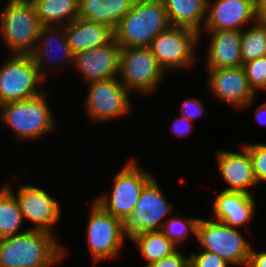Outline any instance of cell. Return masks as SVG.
<instances>
[{"instance_id": "obj_1", "label": "cell", "mask_w": 266, "mask_h": 267, "mask_svg": "<svg viewBox=\"0 0 266 267\" xmlns=\"http://www.w3.org/2000/svg\"><path fill=\"white\" fill-rule=\"evenodd\" d=\"M0 238V267H53L65 259L67 249L52 233L26 229Z\"/></svg>"}, {"instance_id": "obj_2", "label": "cell", "mask_w": 266, "mask_h": 267, "mask_svg": "<svg viewBox=\"0 0 266 267\" xmlns=\"http://www.w3.org/2000/svg\"><path fill=\"white\" fill-rule=\"evenodd\" d=\"M47 95L0 105V121L22 142L42 139L57 127Z\"/></svg>"}, {"instance_id": "obj_3", "label": "cell", "mask_w": 266, "mask_h": 267, "mask_svg": "<svg viewBox=\"0 0 266 267\" xmlns=\"http://www.w3.org/2000/svg\"><path fill=\"white\" fill-rule=\"evenodd\" d=\"M169 26L162 0H136L114 30V39L121 48L150 47Z\"/></svg>"}, {"instance_id": "obj_4", "label": "cell", "mask_w": 266, "mask_h": 267, "mask_svg": "<svg viewBox=\"0 0 266 267\" xmlns=\"http://www.w3.org/2000/svg\"><path fill=\"white\" fill-rule=\"evenodd\" d=\"M42 25L32 0H8L0 14V35L10 54L35 49Z\"/></svg>"}, {"instance_id": "obj_5", "label": "cell", "mask_w": 266, "mask_h": 267, "mask_svg": "<svg viewBox=\"0 0 266 267\" xmlns=\"http://www.w3.org/2000/svg\"><path fill=\"white\" fill-rule=\"evenodd\" d=\"M137 159H131L113 177L111 193L93 199L104 211L125 222L133 212L143 187L153 178Z\"/></svg>"}, {"instance_id": "obj_6", "label": "cell", "mask_w": 266, "mask_h": 267, "mask_svg": "<svg viewBox=\"0 0 266 267\" xmlns=\"http://www.w3.org/2000/svg\"><path fill=\"white\" fill-rule=\"evenodd\" d=\"M238 229L213 218H200L197 249L215 253L230 265L246 267L252 246Z\"/></svg>"}, {"instance_id": "obj_7", "label": "cell", "mask_w": 266, "mask_h": 267, "mask_svg": "<svg viewBox=\"0 0 266 267\" xmlns=\"http://www.w3.org/2000/svg\"><path fill=\"white\" fill-rule=\"evenodd\" d=\"M164 73L149 47L121 48L118 78L130 93L152 95L165 77Z\"/></svg>"}, {"instance_id": "obj_8", "label": "cell", "mask_w": 266, "mask_h": 267, "mask_svg": "<svg viewBox=\"0 0 266 267\" xmlns=\"http://www.w3.org/2000/svg\"><path fill=\"white\" fill-rule=\"evenodd\" d=\"M87 221L86 241L94 263L117 257L126 236L124 222L104 211L94 201Z\"/></svg>"}, {"instance_id": "obj_9", "label": "cell", "mask_w": 266, "mask_h": 267, "mask_svg": "<svg viewBox=\"0 0 266 267\" xmlns=\"http://www.w3.org/2000/svg\"><path fill=\"white\" fill-rule=\"evenodd\" d=\"M44 80L31 55L11 54L0 66V105L27 100L42 94Z\"/></svg>"}, {"instance_id": "obj_10", "label": "cell", "mask_w": 266, "mask_h": 267, "mask_svg": "<svg viewBox=\"0 0 266 267\" xmlns=\"http://www.w3.org/2000/svg\"><path fill=\"white\" fill-rule=\"evenodd\" d=\"M199 42V34L196 31L169 26L152 40L149 48L166 73L169 70H188L195 66V50L199 47Z\"/></svg>"}, {"instance_id": "obj_11", "label": "cell", "mask_w": 266, "mask_h": 267, "mask_svg": "<svg viewBox=\"0 0 266 267\" xmlns=\"http://www.w3.org/2000/svg\"><path fill=\"white\" fill-rule=\"evenodd\" d=\"M83 100L85 114L92 122H109L132 111L131 93L119 78L92 81Z\"/></svg>"}, {"instance_id": "obj_12", "label": "cell", "mask_w": 266, "mask_h": 267, "mask_svg": "<svg viewBox=\"0 0 266 267\" xmlns=\"http://www.w3.org/2000/svg\"><path fill=\"white\" fill-rule=\"evenodd\" d=\"M170 204L153 177L143 187L132 214L124 222L126 236L130 239L140 232L161 230L167 216L175 210Z\"/></svg>"}, {"instance_id": "obj_13", "label": "cell", "mask_w": 266, "mask_h": 267, "mask_svg": "<svg viewBox=\"0 0 266 267\" xmlns=\"http://www.w3.org/2000/svg\"><path fill=\"white\" fill-rule=\"evenodd\" d=\"M4 185L15 195L24 219L34 223L32 228L55 235L53 227L58 224L61 216V206L51 193L41 187L20 185L15 194L8 184ZM14 191V192H13Z\"/></svg>"}, {"instance_id": "obj_14", "label": "cell", "mask_w": 266, "mask_h": 267, "mask_svg": "<svg viewBox=\"0 0 266 267\" xmlns=\"http://www.w3.org/2000/svg\"><path fill=\"white\" fill-rule=\"evenodd\" d=\"M207 71L209 90L219 102L240 110L250 107L255 102L257 95L248 83L243 66L207 69Z\"/></svg>"}, {"instance_id": "obj_15", "label": "cell", "mask_w": 266, "mask_h": 267, "mask_svg": "<svg viewBox=\"0 0 266 267\" xmlns=\"http://www.w3.org/2000/svg\"><path fill=\"white\" fill-rule=\"evenodd\" d=\"M30 55L44 79L46 73L54 71L55 74L59 69L63 71L68 62L73 65L74 53L68 45L64 26H42Z\"/></svg>"}, {"instance_id": "obj_16", "label": "cell", "mask_w": 266, "mask_h": 267, "mask_svg": "<svg viewBox=\"0 0 266 267\" xmlns=\"http://www.w3.org/2000/svg\"><path fill=\"white\" fill-rule=\"evenodd\" d=\"M120 51V45L113 38L106 45L75 53L72 67L87 83L116 78L119 76Z\"/></svg>"}, {"instance_id": "obj_17", "label": "cell", "mask_w": 266, "mask_h": 267, "mask_svg": "<svg viewBox=\"0 0 266 267\" xmlns=\"http://www.w3.org/2000/svg\"><path fill=\"white\" fill-rule=\"evenodd\" d=\"M212 2L207 0V16L202 31L225 29L242 31L251 22L255 23L258 20L254 0H215Z\"/></svg>"}, {"instance_id": "obj_18", "label": "cell", "mask_w": 266, "mask_h": 267, "mask_svg": "<svg viewBox=\"0 0 266 267\" xmlns=\"http://www.w3.org/2000/svg\"><path fill=\"white\" fill-rule=\"evenodd\" d=\"M215 156L220 177L228 185L222 191L253 195L250 189L257 187L258 183L254 176L253 164L248 150L244 146L239 152L223 149L218 150Z\"/></svg>"}, {"instance_id": "obj_19", "label": "cell", "mask_w": 266, "mask_h": 267, "mask_svg": "<svg viewBox=\"0 0 266 267\" xmlns=\"http://www.w3.org/2000/svg\"><path fill=\"white\" fill-rule=\"evenodd\" d=\"M254 198L241 192L220 191L212 203V218L234 228L247 226L255 216Z\"/></svg>"}, {"instance_id": "obj_20", "label": "cell", "mask_w": 266, "mask_h": 267, "mask_svg": "<svg viewBox=\"0 0 266 267\" xmlns=\"http://www.w3.org/2000/svg\"><path fill=\"white\" fill-rule=\"evenodd\" d=\"M210 37L207 46L206 69H221L243 66L241 59V31L216 30L202 31Z\"/></svg>"}, {"instance_id": "obj_21", "label": "cell", "mask_w": 266, "mask_h": 267, "mask_svg": "<svg viewBox=\"0 0 266 267\" xmlns=\"http://www.w3.org/2000/svg\"><path fill=\"white\" fill-rule=\"evenodd\" d=\"M67 42L73 53L106 45L114 38V31L105 24L83 18L64 26Z\"/></svg>"}, {"instance_id": "obj_22", "label": "cell", "mask_w": 266, "mask_h": 267, "mask_svg": "<svg viewBox=\"0 0 266 267\" xmlns=\"http://www.w3.org/2000/svg\"><path fill=\"white\" fill-rule=\"evenodd\" d=\"M170 26L196 31L201 40L207 16V0H162Z\"/></svg>"}, {"instance_id": "obj_23", "label": "cell", "mask_w": 266, "mask_h": 267, "mask_svg": "<svg viewBox=\"0 0 266 267\" xmlns=\"http://www.w3.org/2000/svg\"><path fill=\"white\" fill-rule=\"evenodd\" d=\"M136 0H79V18L107 25L113 31Z\"/></svg>"}, {"instance_id": "obj_24", "label": "cell", "mask_w": 266, "mask_h": 267, "mask_svg": "<svg viewBox=\"0 0 266 267\" xmlns=\"http://www.w3.org/2000/svg\"><path fill=\"white\" fill-rule=\"evenodd\" d=\"M42 26H65L79 18V0H32Z\"/></svg>"}, {"instance_id": "obj_25", "label": "cell", "mask_w": 266, "mask_h": 267, "mask_svg": "<svg viewBox=\"0 0 266 267\" xmlns=\"http://www.w3.org/2000/svg\"><path fill=\"white\" fill-rule=\"evenodd\" d=\"M129 241L135 244L143 259L148 262L144 267L172 255L179 249L160 230L140 232L133 235Z\"/></svg>"}, {"instance_id": "obj_26", "label": "cell", "mask_w": 266, "mask_h": 267, "mask_svg": "<svg viewBox=\"0 0 266 267\" xmlns=\"http://www.w3.org/2000/svg\"><path fill=\"white\" fill-rule=\"evenodd\" d=\"M25 222L15 195L3 185L0 188V238L23 233Z\"/></svg>"}, {"instance_id": "obj_27", "label": "cell", "mask_w": 266, "mask_h": 267, "mask_svg": "<svg viewBox=\"0 0 266 267\" xmlns=\"http://www.w3.org/2000/svg\"><path fill=\"white\" fill-rule=\"evenodd\" d=\"M241 31L242 63L266 56V19H258Z\"/></svg>"}, {"instance_id": "obj_28", "label": "cell", "mask_w": 266, "mask_h": 267, "mask_svg": "<svg viewBox=\"0 0 266 267\" xmlns=\"http://www.w3.org/2000/svg\"><path fill=\"white\" fill-rule=\"evenodd\" d=\"M200 218L191 217H168L161 228V232L176 246L183 245V242L189 239L192 234L197 239V229Z\"/></svg>"}, {"instance_id": "obj_29", "label": "cell", "mask_w": 266, "mask_h": 267, "mask_svg": "<svg viewBox=\"0 0 266 267\" xmlns=\"http://www.w3.org/2000/svg\"><path fill=\"white\" fill-rule=\"evenodd\" d=\"M248 83L255 94L266 90V56L243 64Z\"/></svg>"}, {"instance_id": "obj_30", "label": "cell", "mask_w": 266, "mask_h": 267, "mask_svg": "<svg viewBox=\"0 0 266 267\" xmlns=\"http://www.w3.org/2000/svg\"><path fill=\"white\" fill-rule=\"evenodd\" d=\"M243 146L248 150L252 164L255 179L259 185L260 182H266V143H246Z\"/></svg>"}, {"instance_id": "obj_31", "label": "cell", "mask_w": 266, "mask_h": 267, "mask_svg": "<svg viewBox=\"0 0 266 267\" xmlns=\"http://www.w3.org/2000/svg\"><path fill=\"white\" fill-rule=\"evenodd\" d=\"M198 252H193L189 255V267H230L231 265L216 255L207 250L197 249Z\"/></svg>"}, {"instance_id": "obj_32", "label": "cell", "mask_w": 266, "mask_h": 267, "mask_svg": "<svg viewBox=\"0 0 266 267\" xmlns=\"http://www.w3.org/2000/svg\"><path fill=\"white\" fill-rule=\"evenodd\" d=\"M180 113L181 116L188 118L194 123L197 118L203 116V114L205 115V117L207 116L202 101L194 97L187 98L183 101L180 106Z\"/></svg>"}, {"instance_id": "obj_33", "label": "cell", "mask_w": 266, "mask_h": 267, "mask_svg": "<svg viewBox=\"0 0 266 267\" xmlns=\"http://www.w3.org/2000/svg\"><path fill=\"white\" fill-rule=\"evenodd\" d=\"M147 267H189V257L178 249L172 255L153 262Z\"/></svg>"}, {"instance_id": "obj_34", "label": "cell", "mask_w": 266, "mask_h": 267, "mask_svg": "<svg viewBox=\"0 0 266 267\" xmlns=\"http://www.w3.org/2000/svg\"><path fill=\"white\" fill-rule=\"evenodd\" d=\"M194 122L189 120L186 117L183 116H176L175 120L173 121L171 125V130L173 134H175L178 137H185L188 136L192 131V128H194Z\"/></svg>"}, {"instance_id": "obj_35", "label": "cell", "mask_w": 266, "mask_h": 267, "mask_svg": "<svg viewBox=\"0 0 266 267\" xmlns=\"http://www.w3.org/2000/svg\"><path fill=\"white\" fill-rule=\"evenodd\" d=\"M246 267H266V250L257 252L252 247Z\"/></svg>"}, {"instance_id": "obj_36", "label": "cell", "mask_w": 266, "mask_h": 267, "mask_svg": "<svg viewBox=\"0 0 266 267\" xmlns=\"http://www.w3.org/2000/svg\"><path fill=\"white\" fill-rule=\"evenodd\" d=\"M258 19H266V0H254Z\"/></svg>"}, {"instance_id": "obj_37", "label": "cell", "mask_w": 266, "mask_h": 267, "mask_svg": "<svg viewBox=\"0 0 266 267\" xmlns=\"http://www.w3.org/2000/svg\"><path fill=\"white\" fill-rule=\"evenodd\" d=\"M255 118L261 125L266 126V102L258 106L255 113Z\"/></svg>"}]
</instances>
